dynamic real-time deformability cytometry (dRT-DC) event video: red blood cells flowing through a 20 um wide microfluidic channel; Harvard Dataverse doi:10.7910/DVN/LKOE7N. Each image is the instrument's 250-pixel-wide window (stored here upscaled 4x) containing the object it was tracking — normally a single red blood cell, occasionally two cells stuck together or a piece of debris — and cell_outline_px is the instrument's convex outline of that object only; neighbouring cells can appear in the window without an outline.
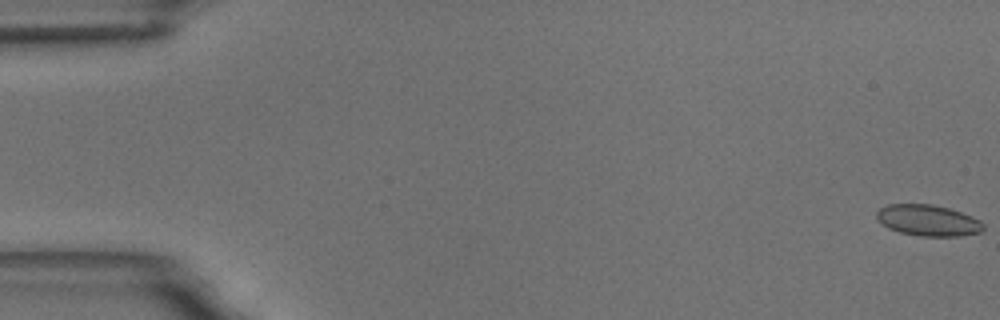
{"species": "common noctule bat (a hibernating species)", "species_latin": "Nyctalus noctula", "temperature_condition": "room temperature", "stored_images_in_passage": 15, "camera_frame_rate_fps": 3000, "um_per_image_px": 0.085, "animal": {"sex": "male", "body_mass_g": 18.8}, "frame": {"image": 1, "passage_image": 1, "time_ms": 0.0, "image_size_px": [1000, 320], "cell_outline_px": [[984, 228], [980, 232], [960, 236], [920, 236], [900, 232], [888, 228], [876, 220], [876, 212], [880, 208], [888, 204], [932, 204], [948, 208], [972, 216], [980, 220], [984, 224]], "centroid_in_image_um": [78.86, 18.73], "position_along_channel_um": 6.1, "area_um2": 19.42}}
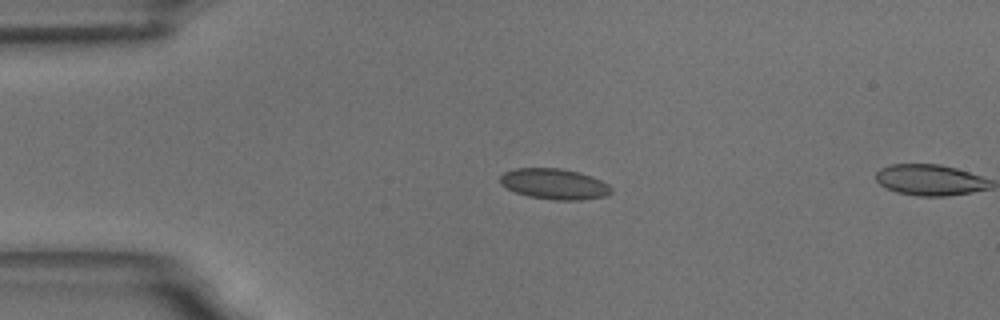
{"frame": {"image": 2, "passage_image": 14, "time_ms": 4.333, "image_size_px": [1000, 320], "cell_outline_px": [[612, 192], [604, 196], [580, 200], [556, 200], [528, 196], [516, 192], [500, 184], [500, 176], [504, 172], [516, 168], [560, 168], [580, 172], [592, 176], [608, 184], [612, 188]], "centroid_in_image_um": [47.12, 15.63], "position_along_channel_um": 37.9, "area_um2": 19.83}}